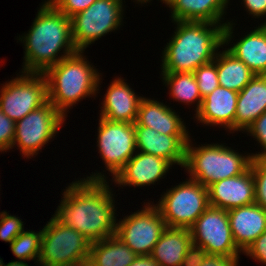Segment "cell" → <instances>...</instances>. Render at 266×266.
Returning a JSON list of instances; mask_svg holds the SVG:
<instances>
[{
    "instance_id": "cell-1",
    "label": "cell",
    "mask_w": 266,
    "mask_h": 266,
    "mask_svg": "<svg viewBox=\"0 0 266 266\" xmlns=\"http://www.w3.org/2000/svg\"><path fill=\"white\" fill-rule=\"evenodd\" d=\"M111 185L110 180L75 178L62 190L54 215L91 243L115 235L119 214Z\"/></svg>"
},
{
    "instance_id": "cell-2",
    "label": "cell",
    "mask_w": 266,
    "mask_h": 266,
    "mask_svg": "<svg viewBox=\"0 0 266 266\" xmlns=\"http://www.w3.org/2000/svg\"><path fill=\"white\" fill-rule=\"evenodd\" d=\"M31 28L16 40L22 43L23 73H44L77 50L71 35V20L48 0L39 4Z\"/></svg>"
},
{
    "instance_id": "cell-3",
    "label": "cell",
    "mask_w": 266,
    "mask_h": 266,
    "mask_svg": "<svg viewBox=\"0 0 266 266\" xmlns=\"http://www.w3.org/2000/svg\"><path fill=\"white\" fill-rule=\"evenodd\" d=\"M175 28L161 50L160 72H194L214 61L223 46L226 24L205 21H171Z\"/></svg>"
},
{
    "instance_id": "cell-4",
    "label": "cell",
    "mask_w": 266,
    "mask_h": 266,
    "mask_svg": "<svg viewBox=\"0 0 266 266\" xmlns=\"http://www.w3.org/2000/svg\"><path fill=\"white\" fill-rule=\"evenodd\" d=\"M43 74L47 80L48 101L66 119L82 99H96L103 83V73L89 61L84 51L63 58Z\"/></svg>"
},
{
    "instance_id": "cell-5",
    "label": "cell",
    "mask_w": 266,
    "mask_h": 266,
    "mask_svg": "<svg viewBox=\"0 0 266 266\" xmlns=\"http://www.w3.org/2000/svg\"><path fill=\"white\" fill-rule=\"evenodd\" d=\"M190 136L186 144L184 171L188 178L208 188L222 179L244 173L252 160L251 153H241L227 143L213 142L197 145ZM233 148V149H232Z\"/></svg>"
},
{
    "instance_id": "cell-6",
    "label": "cell",
    "mask_w": 266,
    "mask_h": 266,
    "mask_svg": "<svg viewBox=\"0 0 266 266\" xmlns=\"http://www.w3.org/2000/svg\"><path fill=\"white\" fill-rule=\"evenodd\" d=\"M97 132V135H94L97 136L96 152L98 151L105 169L103 172L92 171L90 176L83 175L82 179L106 181L110 180L109 176L113 179L137 152L135 126L134 123L112 122L99 117Z\"/></svg>"
},
{
    "instance_id": "cell-7",
    "label": "cell",
    "mask_w": 266,
    "mask_h": 266,
    "mask_svg": "<svg viewBox=\"0 0 266 266\" xmlns=\"http://www.w3.org/2000/svg\"><path fill=\"white\" fill-rule=\"evenodd\" d=\"M125 0H96L86 10L70 18L71 35L77 51H84L96 41L124 26Z\"/></svg>"
},
{
    "instance_id": "cell-8",
    "label": "cell",
    "mask_w": 266,
    "mask_h": 266,
    "mask_svg": "<svg viewBox=\"0 0 266 266\" xmlns=\"http://www.w3.org/2000/svg\"><path fill=\"white\" fill-rule=\"evenodd\" d=\"M176 184L164 190L154 205L167 227L190 228L209 207L208 188L188 177Z\"/></svg>"
},
{
    "instance_id": "cell-9",
    "label": "cell",
    "mask_w": 266,
    "mask_h": 266,
    "mask_svg": "<svg viewBox=\"0 0 266 266\" xmlns=\"http://www.w3.org/2000/svg\"><path fill=\"white\" fill-rule=\"evenodd\" d=\"M91 242L60 221L54 214L42 228L38 266H53L87 261Z\"/></svg>"
},
{
    "instance_id": "cell-10",
    "label": "cell",
    "mask_w": 266,
    "mask_h": 266,
    "mask_svg": "<svg viewBox=\"0 0 266 266\" xmlns=\"http://www.w3.org/2000/svg\"><path fill=\"white\" fill-rule=\"evenodd\" d=\"M66 120L68 119L48 101L15 123L11 149H19L21 157L28 160L38 156L43 147L56 138Z\"/></svg>"
},
{
    "instance_id": "cell-11",
    "label": "cell",
    "mask_w": 266,
    "mask_h": 266,
    "mask_svg": "<svg viewBox=\"0 0 266 266\" xmlns=\"http://www.w3.org/2000/svg\"><path fill=\"white\" fill-rule=\"evenodd\" d=\"M154 200H147L138 209L117 219L116 236L137 256L151 255L154 245L167 228Z\"/></svg>"
},
{
    "instance_id": "cell-12",
    "label": "cell",
    "mask_w": 266,
    "mask_h": 266,
    "mask_svg": "<svg viewBox=\"0 0 266 266\" xmlns=\"http://www.w3.org/2000/svg\"><path fill=\"white\" fill-rule=\"evenodd\" d=\"M0 85V109L14 122L48 102L47 80L43 73L19 72Z\"/></svg>"
},
{
    "instance_id": "cell-13",
    "label": "cell",
    "mask_w": 266,
    "mask_h": 266,
    "mask_svg": "<svg viewBox=\"0 0 266 266\" xmlns=\"http://www.w3.org/2000/svg\"><path fill=\"white\" fill-rule=\"evenodd\" d=\"M189 229L192 244L203 247L208 255H243L234 242L227 210L209 206Z\"/></svg>"
},
{
    "instance_id": "cell-14",
    "label": "cell",
    "mask_w": 266,
    "mask_h": 266,
    "mask_svg": "<svg viewBox=\"0 0 266 266\" xmlns=\"http://www.w3.org/2000/svg\"><path fill=\"white\" fill-rule=\"evenodd\" d=\"M228 20L223 29V46H228L226 49L248 66L255 75H266V27L263 24L256 25L251 31L247 30L244 35L241 33L242 37L235 39V36H238L234 32L237 19Z\"/></svg>"
},
{
    "instance_id": "cell-15",
    "label": "cell",
    "mask_w": 266,
    "mask_h": 266,
    "mask_svg": "<svg viewBox=\"0 0 266 266\" xmlns=\"http://www.w3.org/2000/svg\"><path fill=\"white\" fill-rule=\"evenodd\" d=\"M172 167L174 168L161 157L137 151L110 181L112 185L115 184L114 186L118 187V192L123 187L142 189L144 186H154L156 182H161L170 173Z\"/></svg>"
},
{
    "instance_id": "cell-16",
    "label": "cell",
    "mask_w": 266,
    "mask_h": 266,
    "mask_svg": "<svg viewBox=\"0 0 266 266\" xmlns=\"http://www.w3.org/2000/svg\"><path fill=\"white\" fill-rule=\"evenodd\" d=\"M101 99L99 116L112 122L135 123L143 95H138L123 77H113Z\"/></svg>"
},
{
    "instance_id": "cell-17",
    "label": "cell",
    "mask_w": 266,
    "mask_h": 266,
    "mask_svg": "<svg viewBox=\"0 0 266 266\" xmlns=\"http://www.w3.org/2000/svg\"><path fill=\"white\" fill-rule=\"evenodd\" d=\"M237 100L238 92L218 86L203 98L200 110L192 119L196 124L224 128L229 134H234Z\"/></svg>"
},
{
    "instance_id": "cell-18",
    "label": "cell",
    "mask_w": 266,
    "mask_h": 266,
    "mask_svg": "<svg viewBox=\"0 0 266 266\" xmlns=\"http://www.w3.org/2000/svg\"><path fill=\"white\" fill-rule=\"evenodd\" d=\"M191 135H166L150 127L135 126L136 150L167 160L172 166L183 169L186 144Z\"/></svg>"
},
{
    "instance_id": "cell-19",
    "label": "cell",
    "mask_w": 266,
    "mask_h": 266,
    "mask_svg": "<svg viewBox=\"0 0 266 266\" xmlns=\"http://www.w3.org/2000/svg\"><path fill=\"white\" fill-rule=\"evenodd\" d=\"M208 197L209 206L224 210L255 203V183L251 167L240 175L210 185Z\"/></svg>"
},
{
    "instance_id": "cell-20",
    "label": "cell",
    "mask_w": 266,
    "mask_h": 266,
    "mask_svg": "<svg viewBox=\"0 0 266 266\" xmlns=\"http://www.w3.org/2000/svg\"><path fill=\"white\" fill-rule=\"evenodd\" d=\"M166 103L165 101L164 104L158 98L144 96L140 101L134 126L150 127L166 135H191L185 119L179 115L180 112H176L170 104Z\"/></svg>"
},
{
    "instance_id": "cell-21",
    "label": "cell",
    "mask_w": 266,
    "mask_h": 266,
    "mask_svg": "<svg viewBox=\"0 0 266 266\" xmlns=\"http://www.w3.org/2000/svg\"><path fill=\"white\" fill-rule=\"evenodd\" d=\"M230 0H163L171 21H205L227 24ZM169 8V9H168ZM225 21V22H224Z\"/></svg>"
},
{
    "instance_id": "cell-22",
    "label": "cell",
    "mask_w": 266,
    "mask_h": 266,
    "mask_svg": "<svg viewBox=\"0 0 266 266\" xmlns=\"http://www.w3.org/2000/svg\"><path fill=\"white\" fill-rule=\"evenodd\" d=\"M227 212L234 242L243 253L266 230V209L253 203Z\"/></svg>"
},
{
    "instance_id": "cell-23",
    "label": "cell",
    "mask_w": 266,
    "mask_h": 266,
    "mask_svg": "<svg viewBox=\"0 0 266 266\" xmlns=\"http://www.w3.org/2000/svg\"><path fill=\"white\" fill-rule=\"evenodd\" d=\"M266 112V75H255L238 93L235 133L246 132Z\"/></svg>"
},
{
    "instance_id": "cell-24",
    "label": "cell",
    "mask_w": 266,
    "mask_h": 266,
    "mask_svg": "<svg viewBox=\"0 0 266 266\" xmlns=\"http://www.w3.org/2000/svg\"><path fill=\"white\" fill-rule=\"evenodd\" d=\"M191 245L189 228L167 227L150 256L160 266H180Z\"/></svg>"
},
{
    "instance_id": "cell-25",
    "label": "cell",
    "mask_w": 266,
    "mask_h": 266,
    "mask_svg": "<svg viewBox=\"0 0 266 266\" xmlns=\"http://www.w3.org/2000/svg\"><path fill=\"white\" fill-rule=\"evenodd\" d=\"M160 79L168 88L169 99L174 102L182 103L189 107L192 105L195 115L202 105V97L199 92L197 81L193 72H161ZM194 105V106H193ZM195 107V108H194Z\"/></svg>"
},
{
    "instance_id": "cell-26",
    "label": "cell",
    "mask_w": 266,
    "mask_h": 266,
    "mask_svg": "<svg viewBox=\"0 0 266 266\" xmlns=\"http://www.w3.org/2000/svg\"><path fill=\"white\" fill-rule=\"evenodd\" d=\"M137 255L116 235L91 243L90 266H129Z\"/></svg>"
},
{
    "instance_id": "cell-27",
    "label": "cell",
    "mask_w": 266,
    "mask_h": 266,
    "mask_svg": "<svg viewBox=\"0 0 266 266\" xmlns=\"http://www.w3.org/2000/svg\"><path fill=\"white\" fill-rule=\"evenodd\" d=\"M214 62L217 65L219 86L238 93L255 76L248 66L237 59L224 46H222V50H218Z\"/></svg>"
},
{
    "instance_id": "cell-28",
    "label": "cell",
    "mask_w": 266,
    "mask_h": 266,
    "mask_svg": "<svg viewBox=\"0 0 266 266\" xmlns=\"http://www.w3.org/2000/svg\"><path fill=\"white\" fill-rule=\"evenodd\" d=\"M41 238L42 228L39 231L24 230L10 243V250L17 260H32L36 265L40 255Z\"/></svg>"
},
{
    "instance_id": "cell-29",
    "label": "cell",
    "mask_w": 266,
    "mask_h": 266,
    "mask_svg": "<svg viewBox=\"0 0 266 266\" xmlns=\"http://www.w3.org/2000/svg\"><path fill=\"white\" fill-rule=\"evenodd\" d=\"M193 73L202 99L219 86L217 65L214 61L201 65Z\"/></svg>"
},
{
    "instance_id": "cell-30",
    "label": "cell",
    "mask_w": 266,
    "mask_h": 266,
    "mask_svg": "<svg viewBox=\"0 0 266 266\" xmlns=\"http://www.w3.org/2000/svg\"><path fill=\"white\" fill-rule=\"evenodd\" d=\"M250 167L255 183V203L266 209V159L252 158Z\"/></svg>"
},
{
    "instance_id": "cell-31",
    "label": "cell",
    "mask_w": 266,
    "mask_h": 266,
    "mask_svg": "<svg viewBox=\"0 0 266 266\" xmlns=\"http://www.w3.org/2000/svg\"><path fill=\"white\" fill-rule=\"evenodd\" d=\"M20 217L2 211L0 215V240L11 243L21 232L24 231V222Z\"/></svg>"
},
{
    "instance_id": "cell-32",
    "label": "cell",
    "mask_w": 266,
    "mask_h": 266,
    "mask_svg": "<svg viewBox=\"0 0 266 266\" xmlns=\"http://www.w3.org/2000/svg\"><path fill=\"white\" fill-rule=\"evenodd\" d=\"M256 141L261 150L251 152L252 158L266 159V112L261 114L244 133ZM262 147V148H261Z\"/></svg>"
},
{
    "instance_id": "cell-33",
    "label": "cell",
    "mask_w": 266,
    "mask_h": 266,
    "mask_svg": "<svg viewBox=\"0 0 266 266\" xmlns=\"http://www.w3.org/2000/svg\"><path fill=\"white\" fill-rule=\"evenodd\" d=\"M15 123L0 109V153H7L11 150L14 133Z\"/></svg>"
},
{
    "instance_id": "cell-34",
    "label": "cell",
    "mask_w": 266,
    "mask_h": 266,
    "mask_svg": "<svg viewBox=\"0 0 266 266\" xmlns=\"http://www.w3.org/2000/svg\"><path fill=\"white\" fill-rule=\"evenodd\" d=\"M59 12L71 18L86 10L96 0H48Z\"/></svg>"
},
{
    "instance_id": "cell-35",
    "label": "cell",
    "mask_w": 266,
    "mask_h": 266,
    "mask_svg": "<svg viewBox=\"0 0 266 266\" xmlns=\"http://www.w3.org/2000/svg\"><path fill=\"white\" fill-rule=\"evenodd\" d=\"M243 254L266 266V230L253 241Z\"/></svg>"
},
{
    "instance_id": "cell-36",
    "label": "cell",
    "mask_w": 266,
    "mask_h": 266,
    "mask_svg": "<svg viewBox=\"0 0 266 266\" xmlns=\"http://www.w3.org/2000/svg\"><path fill=\"white\" fill-rule=\"evenodd\" d=\"M240 3L242 7H244L243 9L247 12L246 14H248V16L251 15L254 19V22L257 21L256 19H258L257 22H259V20L260 22L263 21L260 24L266 22V0H241Z\"/></svg>"
},
{
    "instance_id": "cell-37",
    "label": "cell",
    "mask_w": 266,
    "mask_h": 266,
    "mask_svg": "<svg viewBox=\"0 0 266 266\" xmlns=\"http://www.w3.org/2000/svg\"><path fill=\"white\" fill-rule=\"evenodd\" d=\"M207 256L208 253L203 247L192 244L187 249L180 266H201Z\"/></svg>"
},
{
    "instance_id": "cell-38",
    "label": "cell",
    "mask_w": 266,
    "mask_h": 266,
    "mask_svg": "<svg viewBox=\"0 0 266 266\" xmlns=\"http://www.w3.org/2000/svg\"><path fill=\"white\" fill-rule=\"evenodd\" d=\"M240 257L208 255L201 266H239Z\"/></svg>"
},
{
    "instance_id": "cell-39",
    "label": "cell",
    "mask_w": 266,
    "mask_h": 266,
    "mask_svg": "<svg viewBox=\"0 0 266 266\" xmlns=\"http://www.w3.org/2000/svg\"><path fill=\"white\" fill-rule=\"evenodd\" d=\"M129 266H160L150 255L137 256Z\"/></svg>"
},
{
    "instance_id": "cell-40",
    "label": "cell",
    "mask_w": 266,
    "mask_h": 266,
    "mask_svg": "<svg viewBox=\"0 0 266 266\" xmlns=\"http://www.w3.org/2000/svg\"><path fill=\"white\" fill-rule=\"evenodd\" d=\"M4 266H30V265L26 261L16 259L9 263L4 264Z\"/></svg>"
},
{
    "instance_id": "cell-41",
    "label": "cell",
    "mask_w": 266,
    "mask_h": 266,
    "mask_svg": "<svg viewBox=\"0 0 266 266\" xmlns=\"http://www.w3.org/2000/svg\"><path fill=\"white\" fill-rule=\"evenodd\" d=\"M53 266H90L89 261H81V262H75L71 264H61V265H53Z\"/></svg>"
},
{
    "instance_id": "cell-42",
    "label": "cell",
    "mask_w": 266,
    "mask_h": 266,
    "mask_svg": "<svg viewBox=\"0 0 266 266\" xmlns=\"http://www.w3.org/2000/svg\"><path fill=\"white\" fill-rule=\"evenodd\" d=\"M131 1H133L135 4L138 3L139 6L141 5V7L144 6V5L148 6V5H147L148 0H131ZM143 4H144V5H143Z\"/></svg>"
},
{
    "instance_id": "cell-43",
    "label": "cell",
    "mask_w": 266,
    "mask_h": 266,
    "mask_svg": "<svg viewBox=\"0 0 266 266\" xmlns=\"http://www.w3.org/2000/svg\"><path fill=\"white\" fill-rule=\"evenodd\" d=\"M4 264L3 259L0 257V266H4Z\"/></svg>"
},
{
    "instance_id": "cell-44",
    "label": "cell",
    "mask_w": 266,
    "mask_h": 266,
    "mask_svg": "<svg viewBox=\"0 0 266 266\" xmlns=\"http://www.w3.org/2000/svg\"><path fill=\"white\" fill-rule=\"evenodd\" d=\"M153 0H148V4L150 3V5H151V2H152ZM157 1H160V2H162L163 0H157Z\"/></svg>"
}]
</instances>
